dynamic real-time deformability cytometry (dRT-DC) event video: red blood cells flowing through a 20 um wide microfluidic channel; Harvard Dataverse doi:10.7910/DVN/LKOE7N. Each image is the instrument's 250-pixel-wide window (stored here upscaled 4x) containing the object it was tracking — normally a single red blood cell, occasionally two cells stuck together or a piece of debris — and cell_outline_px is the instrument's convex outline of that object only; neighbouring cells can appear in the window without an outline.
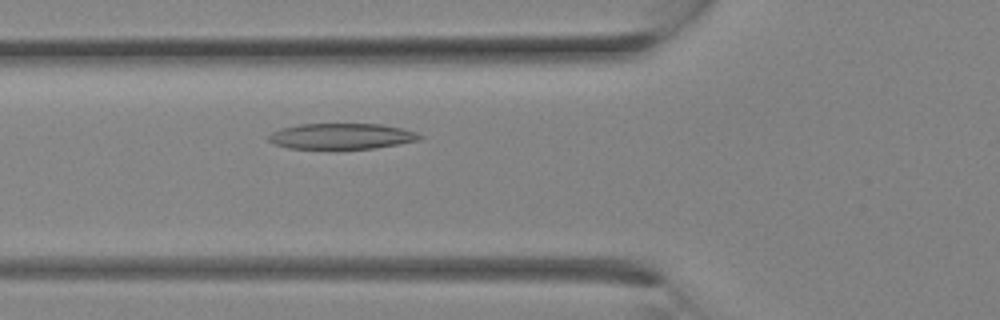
{"species": "Egyptian fruit bat (a non-hibernating species)", "species_latin": "Rousettus aegyptiacus", "temperature_condition": "room temperature", "stored_images_in_passage": 5, "camera_frame_rate_fps": 3000, "um_per_image_px": 0.085, "animal": {"sex": "female"}, "frame": {"image": 1, "passage_image": 5, "time_ms": 1.333, "image_size_px": [1000, 320], "cell_outline_px": [[424, 136], [420, 140], [376, 148], [288, 148], [276, 144], [268, 140], [268, 136], [272, 132], [284, 128], [300, 124], [380, 124], [404, 128], [416, 132]], "centroid_in_image_um": [29.1, 11.57], "position_along_channel_um": 96.7, "area_um2": 22.48}}